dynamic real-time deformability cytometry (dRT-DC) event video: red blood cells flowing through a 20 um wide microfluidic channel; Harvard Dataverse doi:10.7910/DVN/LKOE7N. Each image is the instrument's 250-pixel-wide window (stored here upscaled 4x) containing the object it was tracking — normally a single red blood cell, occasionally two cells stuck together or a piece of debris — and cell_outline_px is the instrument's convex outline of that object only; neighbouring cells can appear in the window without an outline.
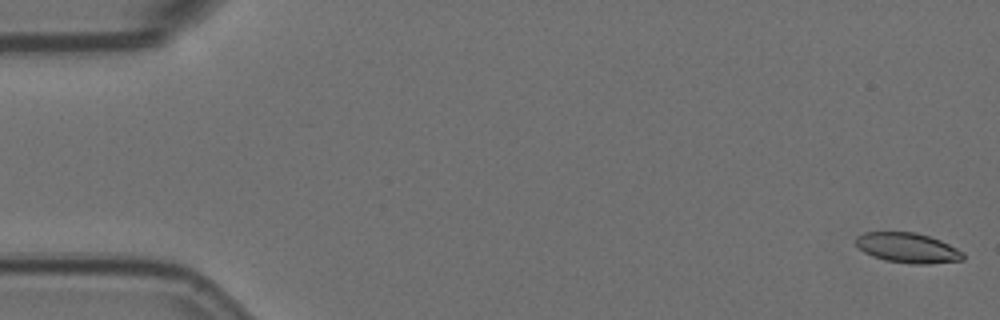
{"species": "Egyptian fruit bat (a non-hibernating species)", "species_latin": "Rousettus aegyptiacus", "temperature_condition": "room temperature", "stored_images_in_passage": 9, "camera_frame_rate_fps": 3000, "um_per_image_px": 0.085, "animal": {"sex": "female"}, "frame": {"image": 1, "passage_image": 1, "time_ms": 0.0, "image_size_px": [1000, 320], "cell_outline_px": [[964, 260], [928, 264], [912, 264], [884, 260], [872, 256], [864, 252], [856, 244], [856, 236], [864, 232], [916, 232], [940, 240], [964, 252]], "centroid_in_image_um": [77.16, 21.07], "position_along_channel_um": 7.8, "area_um2": 18.79}}
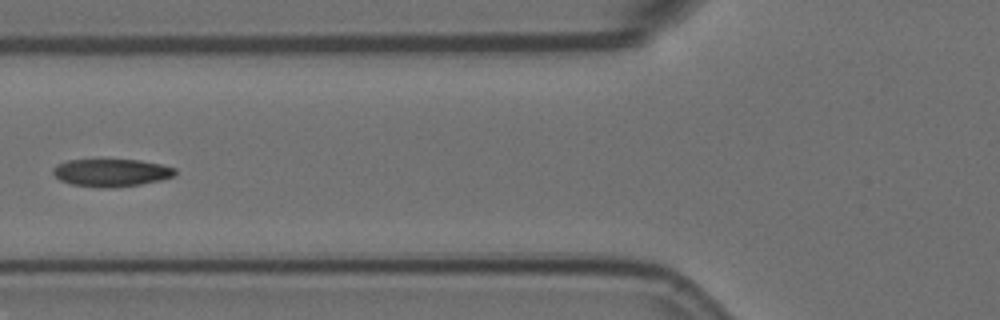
{"frame": {"image": 2, "passage_image": 7, "time_ms": 2.0, "image_size_px": [1000, 320], "cell_outline_px": [[176, 172], [172, 176], [160, 180], [140, 184], [112, 188], [100, 188], [72, 184], [60, 180], [52, 172], [52, 168], [56, 164], [68, 160], [140, 160], [160, 164], [176, 168]], "centroid_in_image_um": [9.43, 14.68], "position_along_channel_um": 116.4, "area_um2": 19.59}}
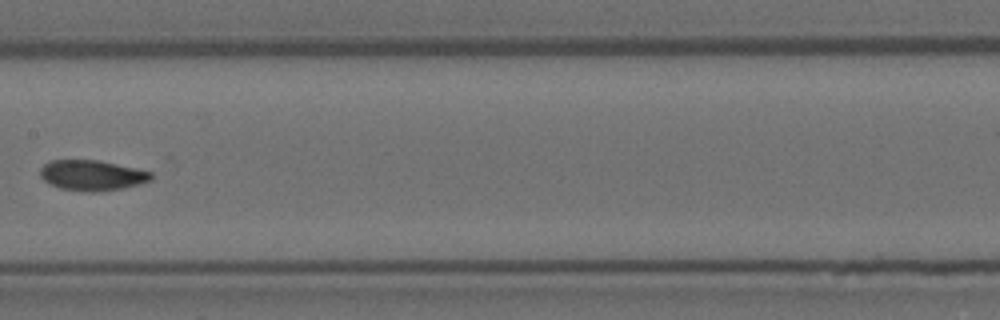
{"frame": {"image": 3, "passage_image": 9, "time_ms": 2.667, "image_size_px": [1000, 320], "cell_outline_px": [[152, 180], [120, 188], [92, 192], [84, 192], [60, 188], [44, 180], [40, 176], [40, 168], [48, 160], [100, 160], [136, 168], [152, 172]], "centroid_in_image_um": [7.79, 14.88], "position_along_channel_um": 199.6, "area_um2": 19.54}}